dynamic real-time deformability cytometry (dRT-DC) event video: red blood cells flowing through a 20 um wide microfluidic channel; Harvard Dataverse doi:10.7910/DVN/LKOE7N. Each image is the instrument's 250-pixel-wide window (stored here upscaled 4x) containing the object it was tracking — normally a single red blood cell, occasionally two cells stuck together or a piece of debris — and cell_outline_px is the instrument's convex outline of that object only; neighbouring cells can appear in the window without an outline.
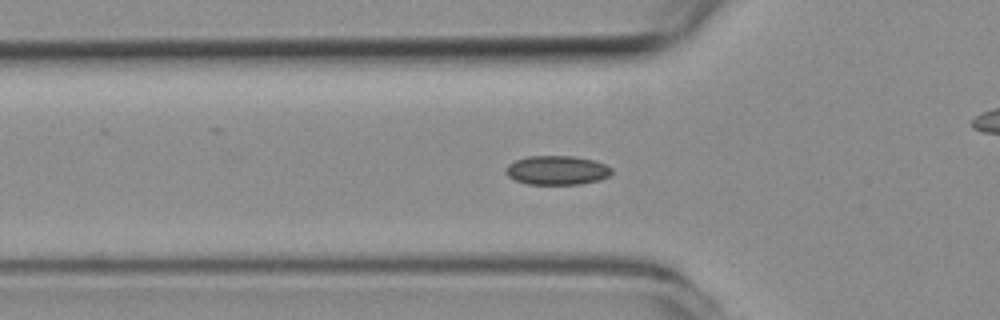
{"species": "common noctule bat (a hibernating species)", "species_latin": "Nyctalus noctula", "temperature_condition": "room temperature", "stored_images_in_passage": 50, "camera_frame_rate_fps": 3000, "um_per_image_px": 0.085, "animal": {"sex": "female", "body_mass_g": 19.3, "forearm_length_mm": 54.1}, "frame": {"image": 1, "passage_image": 13, "time_ms": 4.0, "image_size_px": [1000, 320], "cell_outline_px": [[612, 172], [608, 176], [600, 180], [580, 184], [528, 184], [516, 180], [508, 176], [504, 172], [508, 164], [516, 160], [528, 156], [572, 156], [592, 160], [604, 164], [612, 168]], "centroid_in_image_um": [47.33, 14.47], "position_along_channel_um": 78.5, "area_um2": 17.86}}
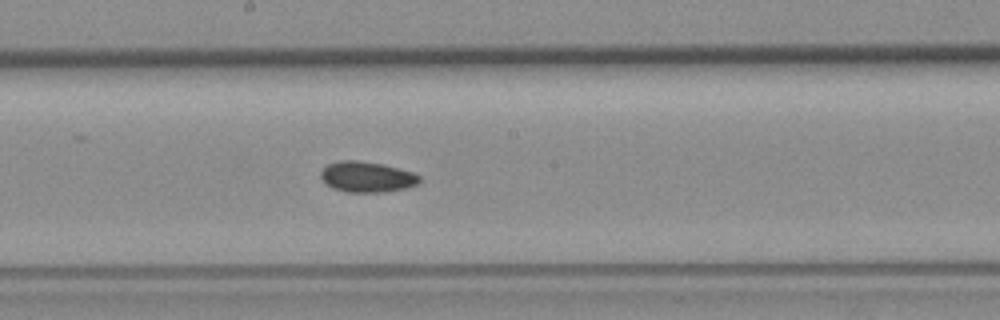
{"frame": {"image": 2, "passage_image": 24, "time_ms": 7.667, "image_size_px": [1000, 320], "cell_outline_px": [[420, 180], [416, 184], [404, 188], [384, 192], [348, 192], [332, 188], [324, 184], [320, 176], [320, 172], [328, 164], [340, 160], [356, 160], [384, 164], [412, 172], [420, 176]], "centroid_in_image_um": [31.14, 15.03], "position_along_channel_um": 217.1, "area_um2": 17.63}}
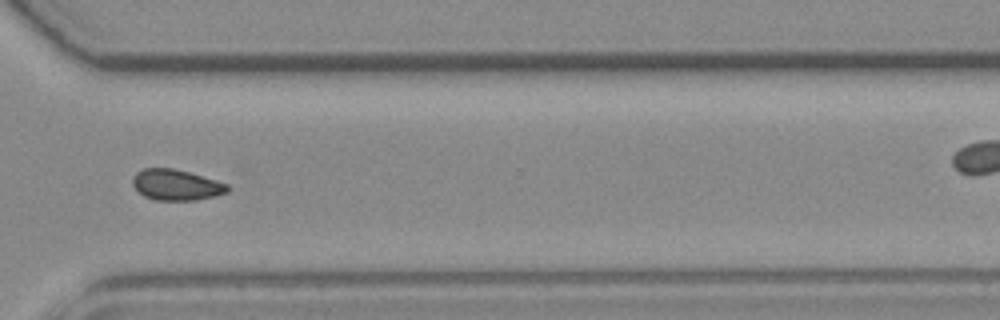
{"frame": {"image": 3, "passage_image": 35, "time_ms": 11.333, "image_size_px": [1000, 320], "cell_outline_px": [[228, 192], [216, 196], [196, 200], [156, 200], [144, 196], [132, 184], [132, 180], [136, 172], [144, 168], [172, 168], [188, 172], [216, 180], [228, 184]], "centroid_in_image_um": [14.98, 15.72], "position_along_channel_um": 355.6, "area_um2": 16.94}, "authors_computed_cell_mechanics": {"area_um2": 17.1377, "velocity_mm_per_s": 3.7767, "shape_relaxation_time_tau1_ms": null, "shape_relaxation_time_tau2_ms": 4.7996, "deformation_change_tau1": null, "deformation_change_tau2": 0.0684}}